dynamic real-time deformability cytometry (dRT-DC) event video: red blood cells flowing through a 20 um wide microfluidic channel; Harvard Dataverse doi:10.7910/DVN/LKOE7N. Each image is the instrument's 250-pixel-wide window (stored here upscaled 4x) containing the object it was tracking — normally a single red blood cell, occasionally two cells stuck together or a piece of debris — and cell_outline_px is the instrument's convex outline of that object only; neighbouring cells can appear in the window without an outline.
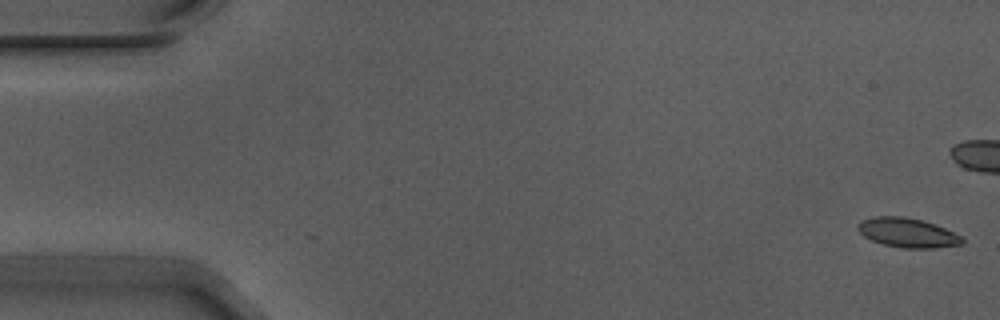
{"species": "Egyptian fruit bat (a non-hibernating species)", "species_latin": "Rousettus aegyptiacus", "temperature_condition": "warm", "stored_images_in_passage": 43, "camera_frame_rate_fps": 3000, "um_per_image_px": 0.085, "animal": {"sex": "male"}, "frame": {"image": 1, "passage_image": 1, "time_ms": 0.0, "image_size_px": [1000, 320], "cell_outline_px": [[964, 244], [936, 248], [904, 248], [884, 244], [872, 240], [864, 236], [856, 228], [856, 224], [860, 220], [876, 216], [904, 216], [924, 220], [964, 236]], "centroid_in_image_um": [77.16, 19.77], "position_along_channel_um": 7.8, "area_um2": 18.09}}
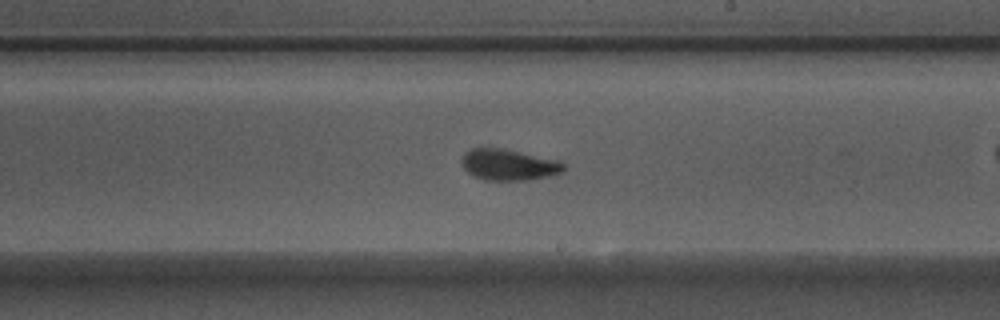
{"frame": {"image": 2, "passage_image": 32, "time_ms": 10.333, "image_size_px": [1000, 320], "cell_outline_px": [[564, 168], [560, 172], [548, 176], [528, 180], [484, 180], [472, 176], [464, 168], [460, 160], [464, 152], [472, 148], [500, 148], [556, 160], [564, 164]], "centroid_in_image_um": [43.15, 14.01], "position_along_channel_um": 245.8, "area_um2": 18.26}}
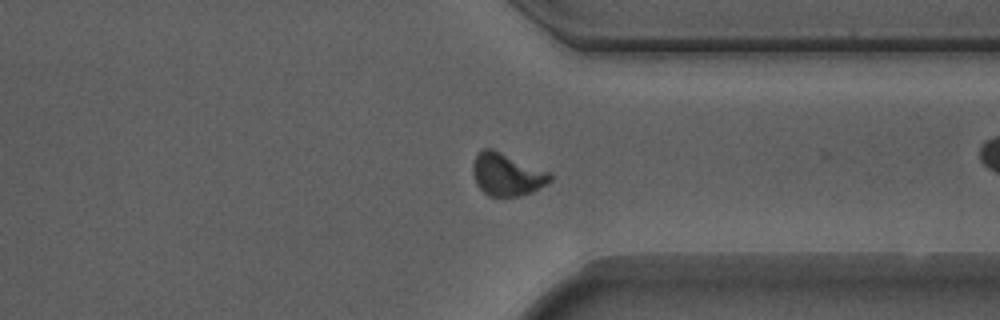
{"frame": {"image": 3, "passage_image": 42, "time_ms": 13.667, "image_size_px": [1000, 320], "cell_outline_px": [[552, 180], [532, 192], [520, 196], [488, 196], [476, 184], [472, 172], [472, 164], [476, 156], [484, 148], [492, 148], [548, 172], [552, 176]], "centroid_in_image_um": [43.05, 14.84], "position_along_channel_um": 368.3, "area_um2": 18.9}}